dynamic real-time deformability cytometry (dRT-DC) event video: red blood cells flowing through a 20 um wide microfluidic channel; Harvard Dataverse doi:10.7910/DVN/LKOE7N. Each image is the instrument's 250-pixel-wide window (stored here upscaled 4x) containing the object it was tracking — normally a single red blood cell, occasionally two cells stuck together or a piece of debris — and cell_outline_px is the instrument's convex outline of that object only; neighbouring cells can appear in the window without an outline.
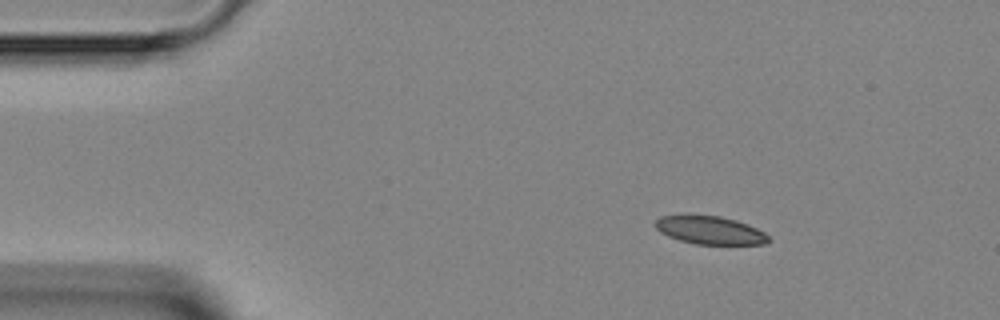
{"species": "Egyptian fruit bat (a non-hibernating species)", "species_latin": "Rousettus aegyptiacus", "temperature_condition": "room temperature", "stored_images_in_passage": 4, "camera_frame_rate_fps": 3000, "um_per_image_px": 0.085, "animal": {"sex": "female"}, "frame": {"image": 1, "passage_image": 1, "time_ms": 0.0, "image_size_px": [1000, 320], "cell_outline_px": [[772, 240], [764, 244], [696, 244], [680, 240], [668, 236], [660, 232], [652, 224], [660, 216], [720, 216], [736, 220], [748, 224], [764, 232]], "centroid_in_image_um": [60.36, 19.58], "position_along_channel_um": 24.6, "area_um2": 18.38}}
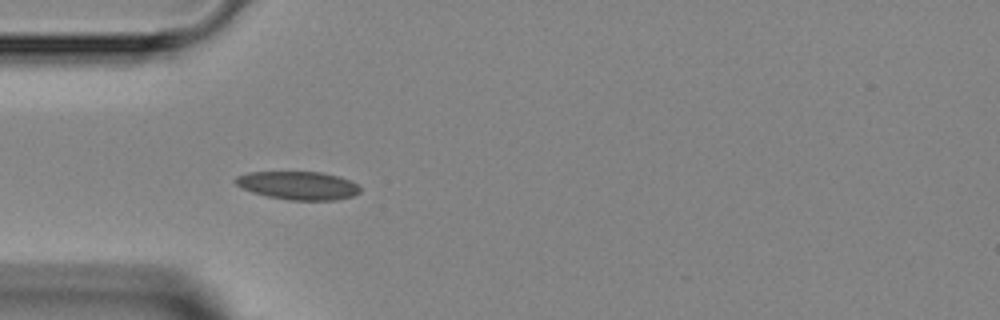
{"frame": {"image": 2, "passage_image": 3, "time_ms": 2.333, "image_size_px": [1000, 320], "cell_outline_px": [[360, 192], [352, 196], [336, 200], [288, 200], [268, 196], [252, 192], [240, 188], [232, 180], [236, 176], [248, 172], [324, 172], [340, 176], [356, 184], [360, 188]], "centroid_in_image_um": [25.31, 15.76], "position_along_channel_um": 59.7, "area_um2": 20.63}}
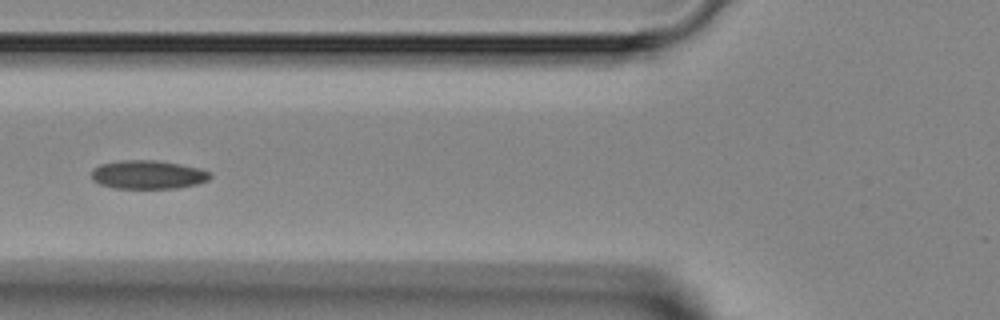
{"frame": {"image": 3, "passage_image": 4, "time_ms": 3.667, "image_size_px": [1000, 320], "cell_outline_px": [[212, 176], [208, 180], [196, 184], [176, 188], [112, 188], [100, 184], [92, 180], [92, 168], [100, 164], [120, 160], [156, 160], [180, 164], [200, 168], [212, 172]], "centroid_in_image_um": [12.57, 14.84], "position_along_channel_um": 113.2, "area_um2": 19.94}}